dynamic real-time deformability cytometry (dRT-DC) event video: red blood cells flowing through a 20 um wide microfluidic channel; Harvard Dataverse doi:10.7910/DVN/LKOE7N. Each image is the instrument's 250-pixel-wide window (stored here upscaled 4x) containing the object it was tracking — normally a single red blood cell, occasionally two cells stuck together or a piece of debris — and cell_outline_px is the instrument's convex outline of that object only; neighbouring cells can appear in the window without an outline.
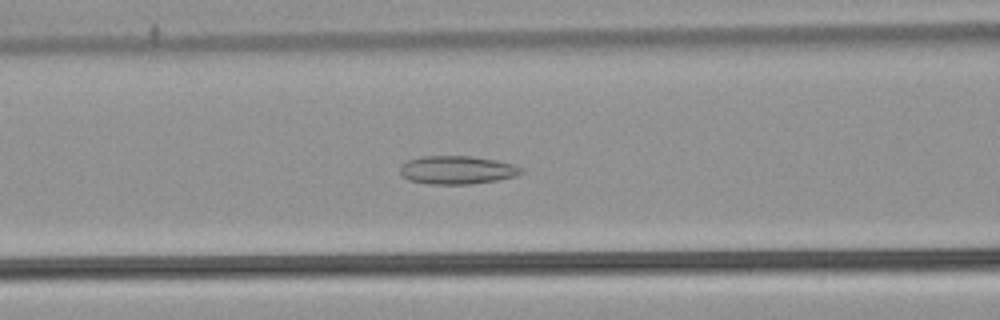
{"species": "common noctule bat (a hibernating species)", "species_latin": "Nyctalus noctula", "temperature_condition": "warm", "stored_images_in_passage": 54, "camera_frame_rate_fps": 3000, "um_per_image_px": 0.085, "animal": {"sex": "male", "body_mass_g": 21.5, "forearm_length_mm": 52.0}, "frame": {"image": 1, "passage_image": 23, "time_ms": 7.333, "image_size_px": [1000, 320], "cell_outline_px": [[524, 172], [516, 176], [496, 180], [472, 184], [428, 184], [408, 180], [400, 172], [400, 164], [408, 160], [420, 156], [472, 156], [496, 160], [516, 164], [524, 168]], "centroid_in_image_um": [38.88, 14.44], "position_along_channel_um": 127.7, "area_um2": 20.23}}
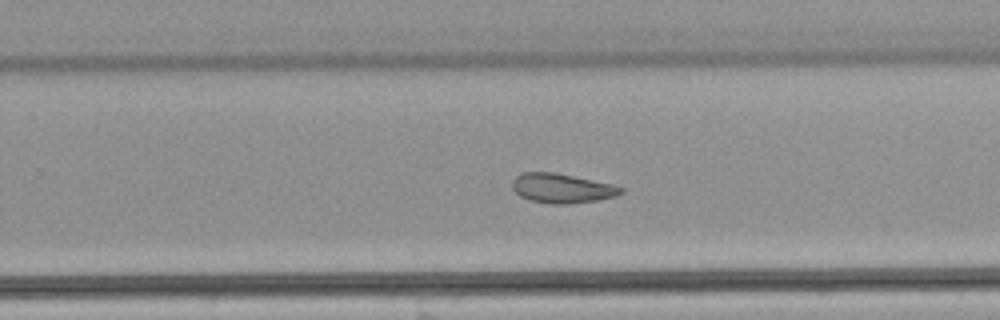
{"frame": {"image": 2, "passage_image": 35, "time_ms": 11.333, "image_size_px": [1000, 320], "cell_outline_px": [[624, 192], [616, 196], [596, 200], [568, 204], [548, 204], [528, 200], [520, 196], [512, 188], [512, 180], [516, 176], [524, 172], [552, 172], [612, 184], [624, 188]], "centroid_in_image_um": [47.74, 16.01], "position_along_channel_um": 282.1, "area_um2": 18.61}}
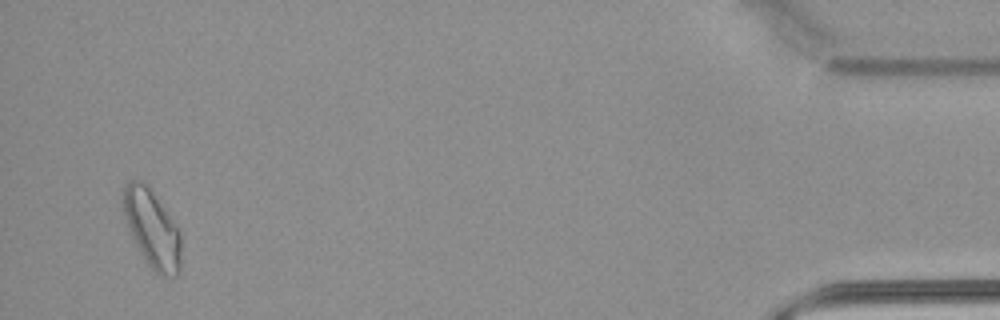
{"frame": {"image": 3, "passage_image": 52, "time_ms": 17.0, "image_size_px": [1000, 320], "cell_outline_px": [[180, 272], [176, 276], [160, 276], [144, 260], [128, 228], [124, 212], [120, 192], [128, 180], [144, 180], [180, 232]], "centroid_in_image_um": [12.89, 19.42], "position_along_channel_um": 422.3, "area_um2": 26.07}, "authors_computed_cell_mechanics": {"area_um2": 22.8888, "velocity_mm_per_s": 3.8724, "shape_relaxation_time_tau1_ms": null, "shape_relaxation_time_tau2_ms": 3.4064, "deformation_change_tau1": null, "deformation_change_tau2": 0.1088}}